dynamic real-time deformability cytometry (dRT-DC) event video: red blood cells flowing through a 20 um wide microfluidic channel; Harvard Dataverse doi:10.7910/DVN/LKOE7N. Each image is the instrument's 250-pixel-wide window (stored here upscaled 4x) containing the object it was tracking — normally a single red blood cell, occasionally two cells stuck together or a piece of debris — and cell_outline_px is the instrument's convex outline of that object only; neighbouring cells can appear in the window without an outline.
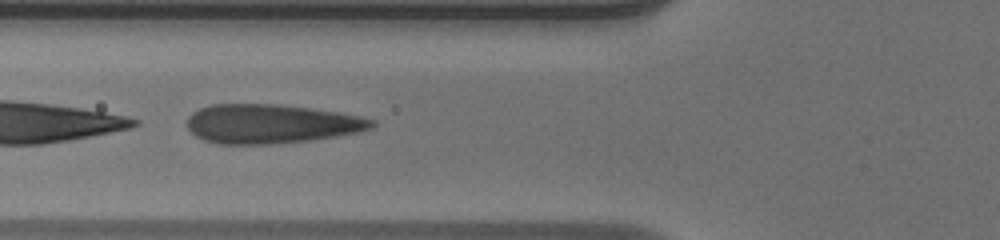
{"species": "human", "species_latin": "Homo sapiens", "temperature_condition": "warm", "stored_images_in_passage": 37, "camera_frame_rate_fps": 3000, "um_per_image_px": 0.085, "donor": {"sex": "male"}, "frame": {"image": 1, "passage_image": 6, "time_ms": 1.667, "image_size_px": [1000, 240], "cell_outline_px": [[376, 124], [372, 128], [360, 132], [336, 136], [308, 140], [272, 144], [220, 144], [204, 140], [196, 136], [188, 128], [188, 116], [192, 112], [200, 108], [212, 104], [280, 104], [312, 108], [360, 116], [376, 120]], "centroid_in_image_um": [23.05, 10.52], "position_along_channel_um": 102.7, "area_um2": 42.19}}
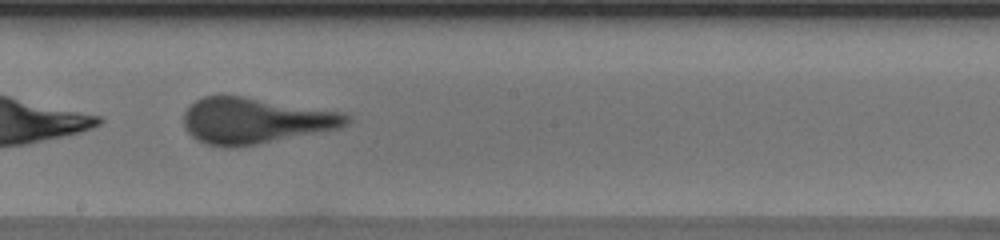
{"frame": {"image": 2, "passage_image": 15, "time_ms": 4.667, "image_size_px": [1000, 240], "cell_outline_px": [[352, 120], [348, 124], [340, 128], [256, 144], [232, 148], [228, 148], [208, 144], [196, 140], [184, 128], [184, 112], [196, 100], [204, 96], [240, 96], [344, 112], [352, 116]], "centroid_in_image_um": [21.71, 10.26], "position_along_channel_um": 226.5, "area_um2": 43.41}}
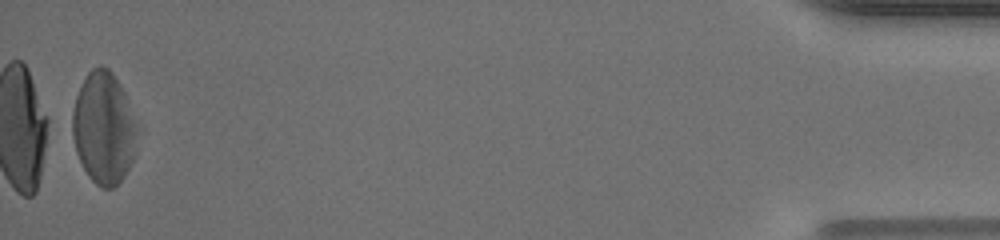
{"frame": {"image": 3, "passage_image": 36, "time_ms": 11.667, "image_size_px": [1000, 240], "cell_outline_px": [[144, 124], [132, 160], [124, 176], [112, 188], [100, 188], [88, 176], [76, 152], [72, 136], [72, 112], [76, 96], [88, 72], [92, 68], [100, 64], [108, 68], [112, 72], [120, 84]], "centroid_in_image_um": [8.91, 10.85], "position_along_channel_um": 426.3, "area_um2": 43.75}, "authors_computed_cell_mechanics": {"area_um2": 43.2922, "velocity_mm_per_s": 4.1239, "shape_relaxation_time_tau1_ms": 1.2202, "shape_relaxation_time_tau2_ms": 0.641, "deformation_change_tau1": 0.3083, "deformation_change_tau2": 0.1198}}